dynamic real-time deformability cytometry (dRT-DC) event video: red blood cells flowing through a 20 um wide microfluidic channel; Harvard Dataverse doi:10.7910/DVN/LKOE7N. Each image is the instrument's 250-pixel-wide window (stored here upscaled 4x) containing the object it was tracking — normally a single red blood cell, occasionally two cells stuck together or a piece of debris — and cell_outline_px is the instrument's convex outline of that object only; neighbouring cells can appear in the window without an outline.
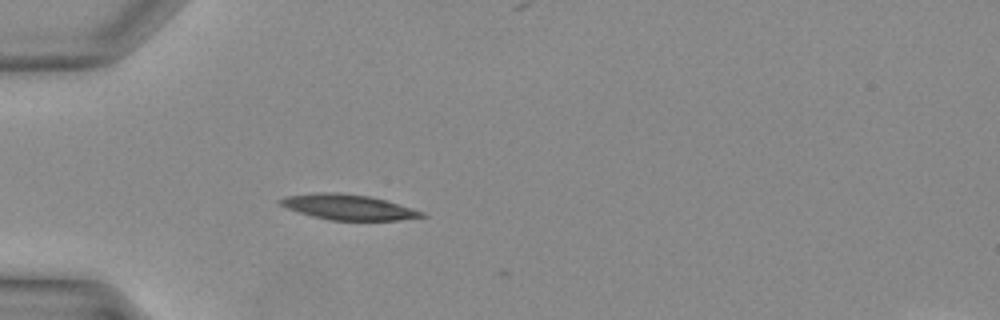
{"species": "Egyptian fruit bat (a non-hibernating species)", "species_latin": "Rousettus aegyptiacus", "temperature_condition": "warm", "stored_images_in_passage": 22, "camera_frame_rate_fps": 3000, "um_per_image_px": 0.085, "animal": {"sex": "female"}, "frame": {"image": 1, "passage_image": 1, "time_ms": 0.0, "image_size_px": [1000, 320], "cell_outline_px": [[428, 216], [400, 220], [328, 220], [312, 216], [288, 208], [280, 204], [276, 200], [284, 196], [316, 192], [336, 192], [368, 196], [384, 200], [412, 208], [424, 212]], "centroid_in_image_um": [29.58, 17.6], "position_along_channel_um": 55.4, "area_um2": 20.81}}
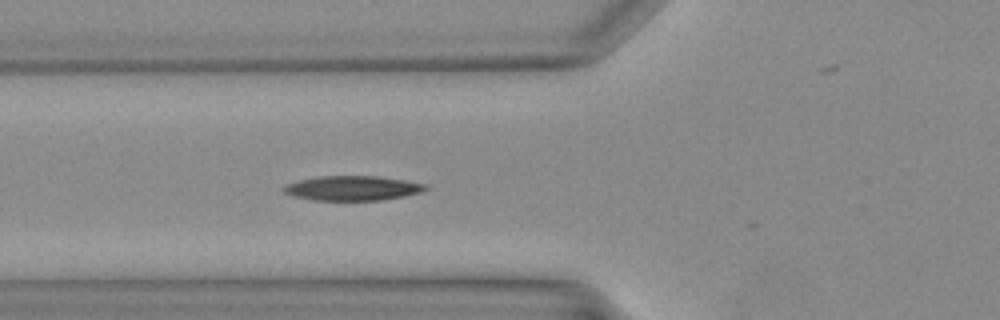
{"frame": {"image": 2, "passage_image": 4, "time_ms": 1.0, "image_size_px": [1000, 320], "cell_outline_px": [[428, 188], [420, 192], [404, 196], [380, 200], [316, 200], [296, 196], [284, 192], [280, 188], [288, 184], [300, 180], [320, 176], [376, 176], [404, 180], [428, 184]], "centroid_in_image_um": [29.99, 15.99], "position_along_channel_um": 95.8, "area_um2": 20.11}}
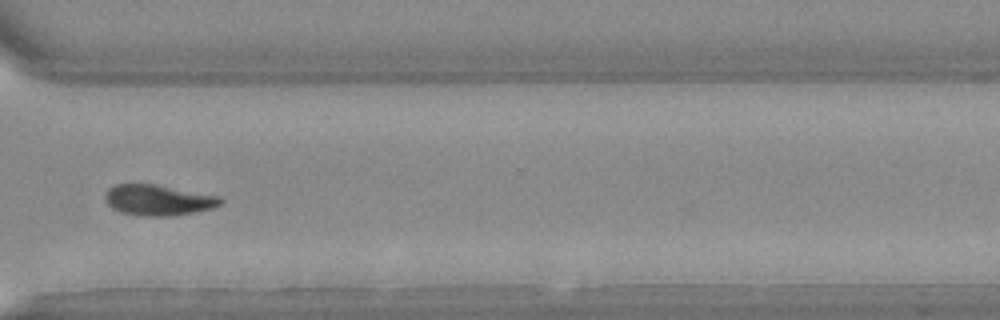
{"frame": {"image": 3, "passage_image": 19, "time_ms": 6.0, "image_size_px": [1000, 320], "cell_outline_px": [[224, 200], [220, 204], [212, 208], [196, 212], [168, 216], [144, 216], [120, 212], [112, 208], [108, 204], [104, 196], [108, 188], [116, 184], [152, 184], [224, 196]], "centroid_in_image_um": [13.48, 17.0], "position_along_channel_um": 357.1, "area_um2": 20.75}}